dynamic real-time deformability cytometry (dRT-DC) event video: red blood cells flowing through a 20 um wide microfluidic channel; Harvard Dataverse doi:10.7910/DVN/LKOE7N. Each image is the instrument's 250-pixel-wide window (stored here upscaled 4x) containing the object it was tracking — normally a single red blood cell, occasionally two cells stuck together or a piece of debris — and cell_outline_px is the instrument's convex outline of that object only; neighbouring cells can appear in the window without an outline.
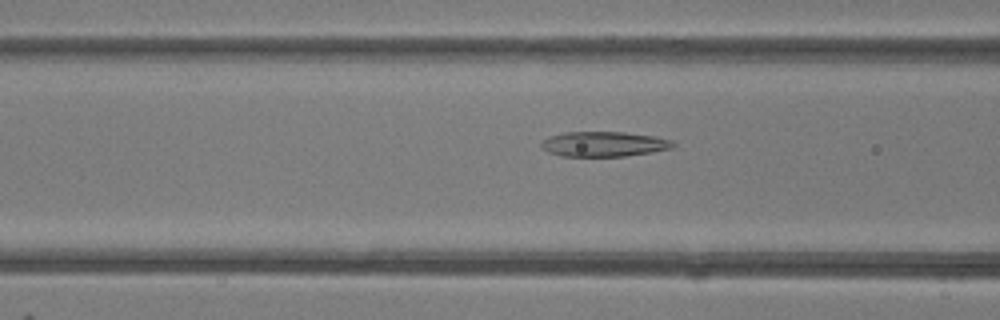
{"species": "common noctule bat (a hibernating species)", "species_latin": "Nyctalus noctula", "temperature_condition": "room temperature", "stored_images_in_passage": 26, "camera_frame_rate_fps": 3000, "um_per_image_px": 0.085, "animal": {"sex": "female"}, "frame": {"image": 1, "passage_image": 4, "time_ms": 1.0, "image_size_px": [1000, 320], "cell_outline_px": [[676, 144], [672, 148], [652, 152], [624, 156], [560, 156], [548, 152], [540, 148], [540, 144], [548, 136], [564, 132], [624, 132], [656, 136], [672, 140]], "centroid_in_image_um": [51.32, 12.24], "position_along_channel_um": 115.3, "area_um2": 19.36}}
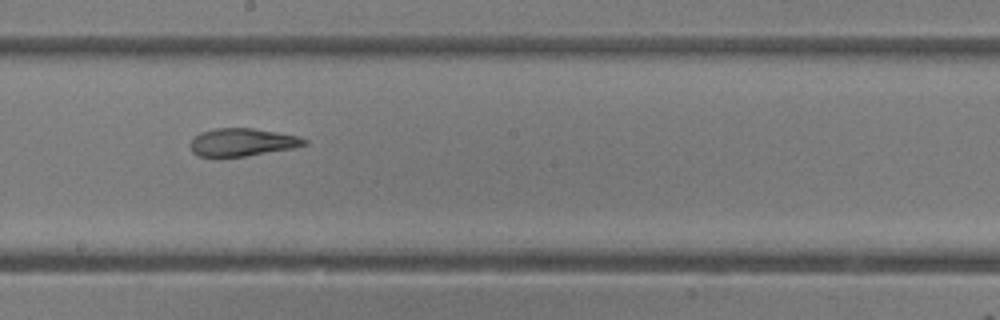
{"frame": {"image": 2, "passage_image": 12, "time_ms": 3.667, "image_size_px": [1000, 320], "cell_outline_px": [[308, 144], [292, 148], [244, 156], [216, 160], [196, 156], [192, 152], [192, 140], [200, 132], [216, 128], [252, 128], [300, 136], [308, 140]], "centroid_in_image_um": [20.55, 12.12], "position_along_channel_um": 227.7, "area_um2": 18.9}}
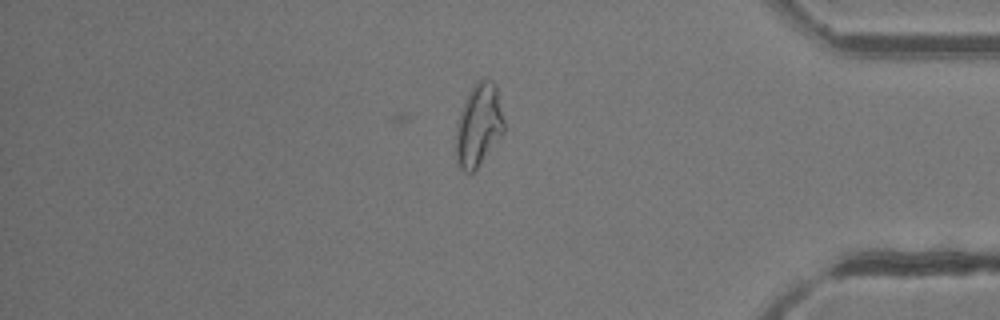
{"frame": {"image": 3, "passage_image": 26, "time_ms": 8.333, "image_size_px": [1000, 320], "cell_outline_px": [[504, 132], [476, 168], [472, 172], [464, 172], [456, 164], [456, 124], [460, 108], [472, 84], [484, 76], [492, 80], [496, 84], [504, 120]], "centroid_in_image_um": [40.66, 10.57], "position_along_channel_um": 394.5, "area_um2": 23.52}, "authors_computed_cell_mechanics": {"area_um2": 18.6116, "velocity_mm_per_s": 4.2032, "shape_relaxation_time_tau1_ms": 5.7745, "shape_relaxation_time_tau2_ms": 1.7987, "deformation_change_tau1": 0.1821, "deformation_change_tau2": 0.0913}}